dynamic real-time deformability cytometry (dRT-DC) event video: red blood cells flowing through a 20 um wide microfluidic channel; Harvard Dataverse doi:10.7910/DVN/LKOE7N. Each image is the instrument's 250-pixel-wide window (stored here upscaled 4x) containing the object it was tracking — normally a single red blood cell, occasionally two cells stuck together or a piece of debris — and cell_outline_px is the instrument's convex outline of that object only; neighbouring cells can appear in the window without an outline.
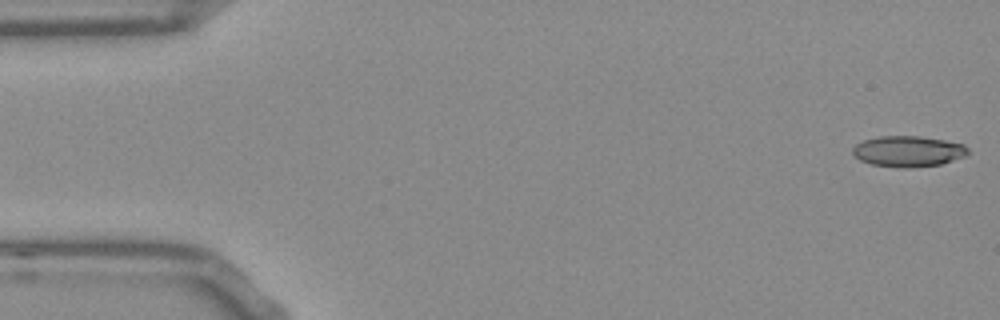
{"species": "Egyptian fruit bat (a non-hibernating species)", "species_latin": "Rousettus aegyptiacus", "temperature_condition": "room temperature", "stored_images_in_passage": 15, "camera_frame_rate_fps": 3000, "um_per_image_px": 0.085, "frame": {"image": 1, "passage_image": 1, "time_ms": 0.0, "image_size_px": [1000, 320], "cell_outline_px": [[968, 156], [940, 164], [908, 168], [900, 168], [872, 164], [860, 160], [852, 152], [852, 148], [856, 144], [864, 140], [880, 136], [920, 136], [944, 140], [964, 144], [968, 148]], "centroid_in_image_um": [77.22, 12.86], "position_along_channel_um": 7.8, "area_um2": 20.75}}
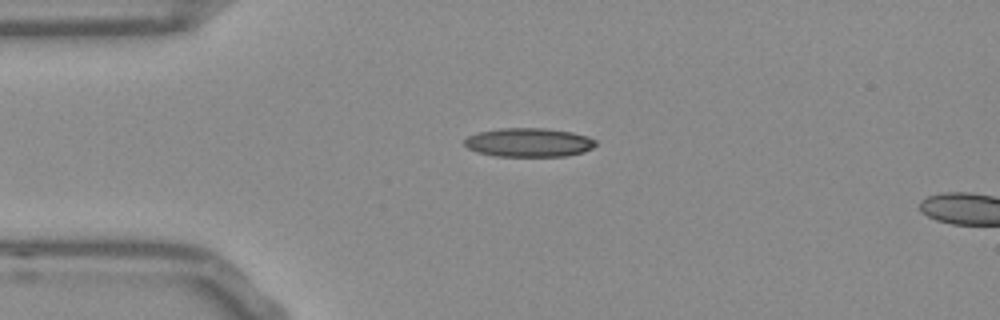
{"frame": {"image": 2, "passage_image": 12, "time_ms": 3.667, "image_size_px": [1000, 320], "cell_outline_px": [[596, 144], [592, 148], [584, 152], [568, 156], [492, 156], [476, 152], [468, 148], [464, 144], [464, 140], [468, 136], [476, 132], [500, 128], [544, 128], [572, 132], [588, 136], [596, 140]], "centroid_in_image_um": [44.94, 12.11], "position_along_channel_um": 40.1, "area_um2": 22.31}}